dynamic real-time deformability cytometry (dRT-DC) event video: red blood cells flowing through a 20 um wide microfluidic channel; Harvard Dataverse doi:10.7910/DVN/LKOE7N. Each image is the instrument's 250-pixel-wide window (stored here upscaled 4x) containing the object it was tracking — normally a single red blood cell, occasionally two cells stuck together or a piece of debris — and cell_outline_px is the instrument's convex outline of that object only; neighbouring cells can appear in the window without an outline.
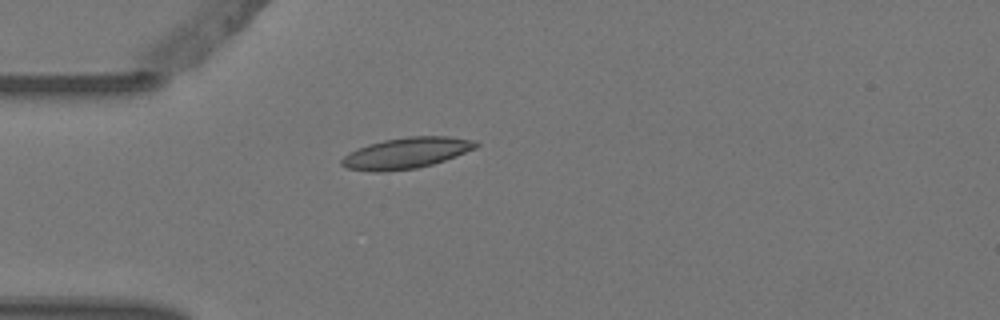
{"species": "Egyptian fruit bat (a non-hibernating species)", "species_latin": "Rousettus aegyptiacus", "temperature_condition": "warm", "stored_images_in_passage": 2, "camera_frame_rate_fps": 3000, "um_per_image_px": 0.085, "animal": {"sex": "female"}, "frame": {"image": 1, "passage_image": 2, "time_ms": 0.333, "image_size_px": [1000, 320], "cell_outline_px": [[480, 144], [476, 148], [456, 156], [432, 164], [416, 168], [384, 172], [372, 172], [348, 168], [340, 164], [340, 160], [348, 152], [368, 144], [384, 140], [408, 136], [448, 136], [476, 140]], "centroid_in_image_um": [34.53, 13.0], "position_along_channel_um": 50.5, "area_um2": 24.33}}